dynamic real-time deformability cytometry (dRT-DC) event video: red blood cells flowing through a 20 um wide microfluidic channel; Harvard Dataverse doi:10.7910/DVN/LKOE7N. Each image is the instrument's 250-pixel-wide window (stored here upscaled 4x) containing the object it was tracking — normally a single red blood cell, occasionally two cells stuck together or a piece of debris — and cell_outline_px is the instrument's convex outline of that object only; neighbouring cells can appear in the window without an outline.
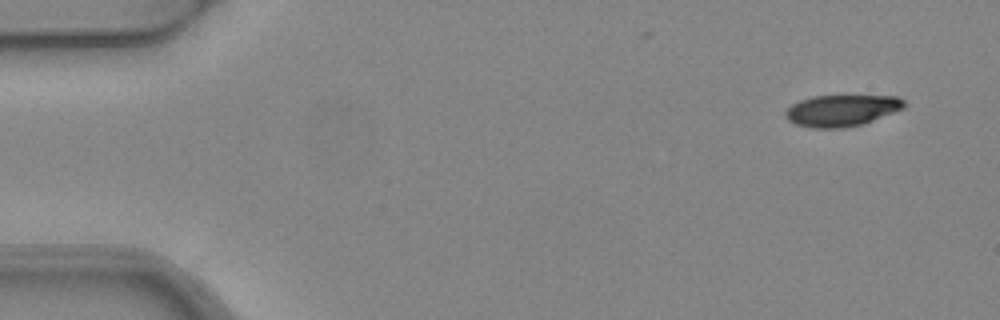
{"species": "common noctule bat (a hibernating species)", "species_latin": "Nyctalus noctula", "temperature_condition": "warm", "stored_images_in_passage": 5, "camera_frame_rate_fps": 3000, "um_per_image_px": 0.085, "animal": {"sex": "female", "body_mass_g": 24.6, "forearm_length_mm": 56.2}, "frame": {"image": 1, "passage_image": 1, "time_ms": 0.0, "image_size_px": [1000, 320], "cell_outline_px": [[904, 108], [864, 124], [844, 128], [812, 128], [796, 124], [788, 120], [784, 116], [784, 112], [792, 104], [800, 100], [812, 96], [896, 96], [904, 100]], "centroid_in_image_um": [71.52, 9.4], "position_along_channel_um": 13.5, "area_um2": 21.79}}
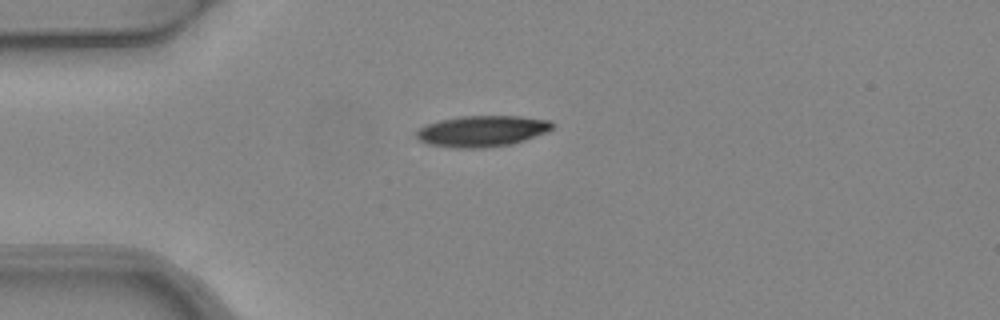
{"frame": {"image": 2, "passage_image": 4, "time_ms": 1.0, "image_size_px": [1000, 320], "cell_outline_px": [[556, 124], [548, 132], [512, 144], [484, 148], [456, 148], [428, 144], [420, 140], [416, 136], [416, 132], [420, 128], [428, 124], [440, 120], [460, 116], [520, 116], [548, 120]], "centroid_in_image_um": [41.01, 11.14], "position_along_channel_um": 44.0, "area_um2": 24.62}}